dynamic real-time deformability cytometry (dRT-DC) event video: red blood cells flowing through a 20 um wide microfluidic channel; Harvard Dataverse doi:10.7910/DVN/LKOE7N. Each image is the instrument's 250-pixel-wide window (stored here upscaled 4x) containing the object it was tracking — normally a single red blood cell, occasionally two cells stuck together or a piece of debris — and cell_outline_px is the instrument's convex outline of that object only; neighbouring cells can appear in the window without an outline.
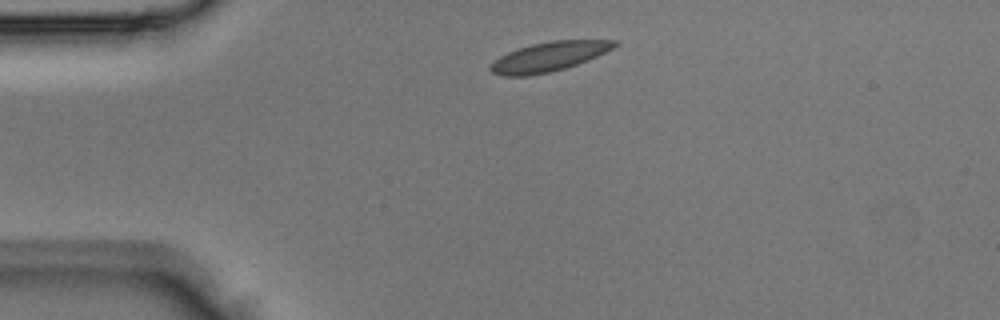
{"species": "Egyptian fruit bat (a non-hibernating species)", "species_latin": "Rousettus aegyptiacus", "temperature_condition": "room temperature", "stored_images_in_passage": 4, "segment_of_instrument_passage": [2, 2], "camera_frame_rate_fps": 3000, "um_per_image_px": 0.085, "animal": {"sex": "male"}, "frame": {"image": 1, "passage_image": 4, "time_ms": 1.0, "image_size_px": [1000, 320], "cell_outline_px": [[620, 44], [588, 60], [564, 68], [548, 72], [528, 76], [500, 76], [492, 72], [488, 68], [500, 56], [508, 52], [532, 44], [552, 40], [620, 40]], "centroid_in_image_um": [46.66, 4.81], "position_along_channel_um": 38.3, "area_um2": 21.04}}